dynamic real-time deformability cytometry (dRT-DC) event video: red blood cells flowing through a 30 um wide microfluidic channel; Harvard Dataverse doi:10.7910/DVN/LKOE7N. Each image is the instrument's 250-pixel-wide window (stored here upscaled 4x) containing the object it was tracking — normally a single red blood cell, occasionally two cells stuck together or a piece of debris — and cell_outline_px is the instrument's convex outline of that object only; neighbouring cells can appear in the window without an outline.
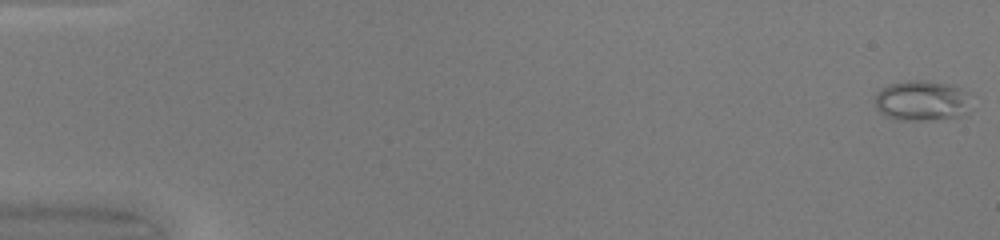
{"species": "common noctule bat (a hibernating species)", "species_latin": "Nyctalus noctula", "temperature_condition": "warm", "stored_images_in_passage": 49, "camera_frame_rate_fps": 3000, "um_per_image_px": 0.085, "animal": {"sex": "female", "body_mass_g": 20.0, "forearm_length_mm": 54.0}, "frame": {"image": 1, "passage_image": 1, "time_ms": 0.0, "image_size_px": [1000, 240], "cell_outline_px": [[968, 116], [932, 120], [896, 120], [884, 116], [876, 108], [876, 92], [880, 88], [888, 84], [908, 80], [924, 80], [952, 84], [960, 88], [968, 112]], "centroid_in_image_um": [78.27, 8.57], "position_along_channel_um": 6.7, "area_um2": 22.6}}
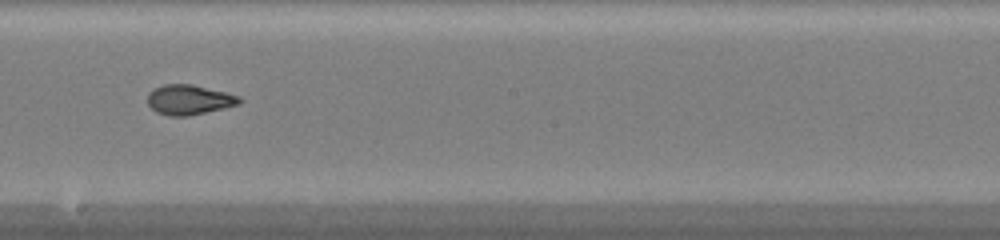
{"frame": {"image": 2, "passage_image": 29, "time_ms": 9.333, "image_size_px": [1000, 240], "cell_outline_px": [[244, 100], [240, 104], [224, 108], [188, 116], [168, 116], [156, 112], [148, 104], [148, 92], [152, 88], [164, 84], [192, 84], [228, 92], [240, 96]], "centroid_in_image_um": [16.09, 8.47], "position_along_channel_um": 232.1, "area_um2": 16.3}}
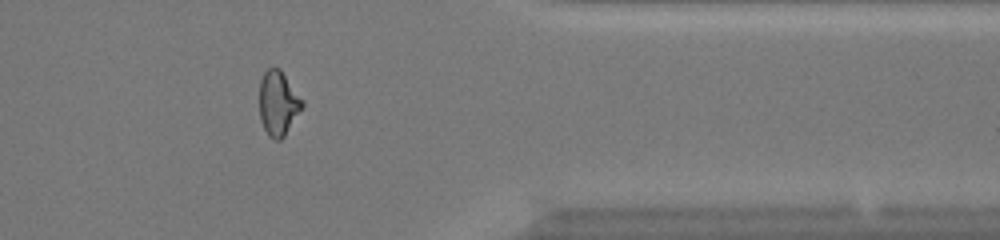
{"frame": {"image": 3, "passage_image": 41, "time_ms": 13.333, "image_size_px": [1000, 240], "cell_outline_px": [[304, 104], [284, 136], [280, 140], [276, 140], [268, 136], [260, 120], [260, 80], [264, 72], [268, 68], [280, 68], [304, 100]], "centroid_in_image_um": [23.65, 8.76], "position_along_channel_um": 387.8, "area_um2": 16.07}, "authors_computed_cell_mechanics": {"area_um2": 16.6464, "velocity_mm_per_s": 4.2519, "shape_relaxation_time_tau1_ms": 10.2244, "shape_relaxation_time_tau2_ms": 1.1482, "deformation_change_tau1": 0.3104, "deformation_change_tau2": 0.0716}}